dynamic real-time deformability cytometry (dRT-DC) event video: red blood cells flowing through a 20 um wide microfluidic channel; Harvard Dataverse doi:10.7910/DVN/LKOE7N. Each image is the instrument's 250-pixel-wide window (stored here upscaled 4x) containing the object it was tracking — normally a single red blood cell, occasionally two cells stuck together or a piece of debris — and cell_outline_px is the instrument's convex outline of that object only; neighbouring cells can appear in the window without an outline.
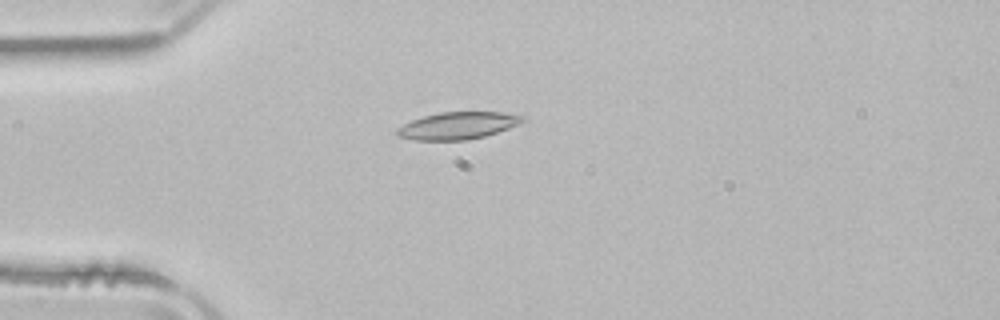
{"species": "common noctule bat (a hibernating species)", "species_latin": "Nyctalus noctula", "temperature_condition": "room temperature", "stored_images_in_passage": 45, "camera_frame_rate_fps": 3000, "um_per_image_px": 0.085, "animal": {"sex": "male", "body_mass_g": 21.5, "forearm_length_mm": 52.0}, "frame": {"image": 1, "passage_image": 7, "time_ms": 2.0, "image_size_px": [1000, 320], "cell_outline_px": [[524, 120], [520, 124], [484, 136], [464, 140], [416, 140], [396, 136], [396, 128], [412, 120], [424, 116], [440, 112], [500, 112], [524, 116]], "centroid_in_image_um": [38.88, 10.68], "position_along_channel_um": 46.1, "area_um2": 19.71}}
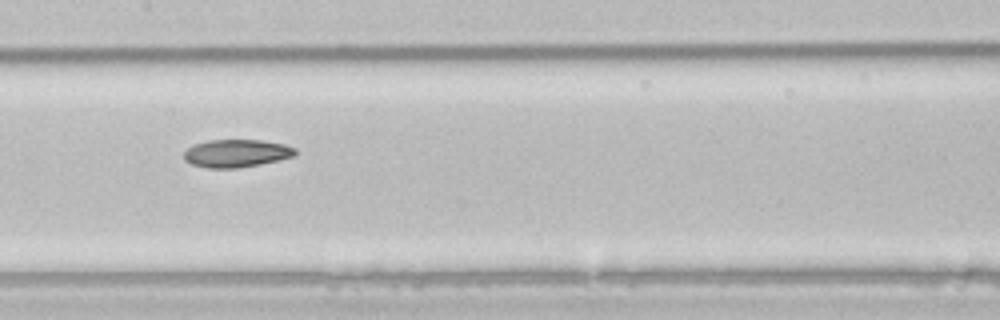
{"frame": {"image": 2, "passage_image": 19, "time_ms": 6.0, "image_size_px": [1000, 320], "cell_outline_px": [[296, 156], [260, 164], [236, 168], [208, 168], [192, 164], [184, 160], [184, 152], [188, 148], [196, 144], [208, 140], [264, 140], [284, 144], [296, 148]], "centroid_in_image_um": [20.12, 13.03], "position_along_channel_um": 187.3, "area_um2": 18.03}}
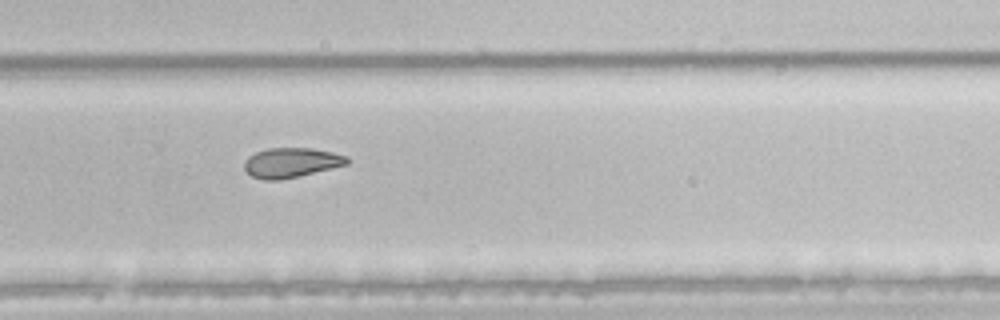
{"frame": {"image": 3, "passage_image": 28, "time_ms": 9.0, "image_size_px": [1000, 320], "cell_outline_px": [[348, 164], [300, 176], [280, 180], [264, 180], [252, 176], [244, 168], [244, 160], [248, 156], [256, 152], [268, 148], [312, 148], [332, 152], [348, 156]], "centroid_in_image_um": [24.75, 13.82], "position_along_channel_um": 305.1, "area_um2": 17.86}, "authors_computed_cell_mechanics": {"area_um2": 19.1318, "velocity_mm_per_s": 3.9454, "shape_relaxation_time_tau1_ms": 9.3022, "shape_relaxation_time_tau2_ms": null, "deformation_change_tau1": 0.1766, "deformation_change_tau2": null}}